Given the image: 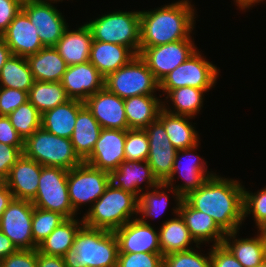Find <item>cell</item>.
Returning a JSON list of instances; mask_svg holds the SVG:
<instances>
[{
  "label": "cell",
  "mask_w": 266,
  "mask_h": 267,
  "mask_svg": "<svg viewBox=\"0 0 266 267\" xmlns=\"http://www.w3.org/2000/svg\"><path fill=\"white\" fill-rule=\"evenodd\" d=\"M219 72L220 70L207 61L197 49L160 82V91L165 95L172 89L186 86L211 90L210 88L216 85Z\"/></svg>",
  "instance_id": "9c48e42d"
},
{
  "label": "cell",
  "mask_w": 266,
  "mask_h": 267,
  "mask_svg": "<svg viewBox=\"0 0 266 267\" xmlns=\"http://www.w3.org/2000/svg\"><path fill=\"white\" fill-rule=\"evenodd\" d=\"M195 14L189 0L140 11V48L192 39L190 34L195 28Z\"/></svg>",
  "instance_id": "7a4b0ae2"
},
{
  "label": "cell",
  "mask_w": 266,
  "mask_h": 267,
  "mask_svg": "<svg viewBox=\"0 0 266 267\" xmlns=\"http://www.w3.org/2000/svg\"><path fill=\"white\" fill-rule=\"evenodd\" d=\"M263 1L264 0H234L236 6H238L241 10L253 7L255 4Z\"/></svg>",
  "instance_id": "11a10c76"
},
{
  "label": "cell",
  "mask_w": 266,
  "mask_h": 267,
  "mask_svg": "<svg viewBox=\"0 0 266 267\" xmlns=\"http://www.w3.org/2000/svg\"><path fill=\"white\" fill-rule=\"evenodd\" d=\"M144 130L149 141L147 161L157 180L164 183L171 176L177 149L172 145L164 125L158 119Z\"/></svg>",
  "instance_id": "9a60e30c"
},
{
  "label": "cell",
  "mask_w": 266,
  "mask_h": 267,
  "mask_svg": "<svg viewBox=\"0 0 266 267\" xmlns=\"http://www.w3.org/2000/svg\"><path fill=\"white\" fill-rule=\"evenodd\" d=\"M23 154L42 166L60 167L66 170L84 161L76 153L69 138L59 137L38 128L24 141Z\"/></svg>",
  "instance_id": "5b68a950"
},
{
  "label": "cell",
  "mask_w": 266,
  "mask_h": 267,
  "mask_svg": "<svg viewBox=\"0 0 266 267\" xmlns=\"http://www.w3.org/2000/svg\"><path fill=\"white\" fill-rule=\"evenodd\" d=\"M41 169L42 165L22 154L5 179L14 198L31 201L36 196Z\"/></svg>",
  "instance_id": "7402d4cb"
},
{
  "label": "cell",
  "mask_w": 266,
  "mask_h": 267,
  "mask_svg": "<svg viewBox=\"0 0 266 267\" xmlns=\"http://www.w3.org/2000/svg\"><path fill=\"white\" fill-rule=\"evenodd\" d=\"M174 208L172 209L176 217L164 221L159 230L160 249L163 256L193 249L192 246H189L193 243L196 244L197 248L200 249L201 247L191 237L189 229L179 213V206Z\"/></svg>",
  "instance_id": "484cf974"
},
{
  "label": "cell",
  "mask_w": 266,
  "mask_h": 267,
  "mask_svg": "<svg viewBox=\"0 0 266 267\" xmlns=\"http://www.w3.org/2000/svg\"><path fill=\"white\" fill-rule=\"evenodd\" d=\"M26 59L35 81L61 82L68 66L54 47H44Z\"/></svg>",
  "instance_id": "f1b7e54d"
},
{
  "label": "cell",
  "mask_w": 266,
  "mask_h": 267,
  "mask_svg": "<svg viewBox=\"0 0 266 267\" xmlns=\"http://www.w3.org/2000/svg\"><path fill=\"white\" fill-rule=\"evenodd\" d=\"M118 254L114 232L83 224L63 259L66 267H117Z\"/></svg>",
  "instance_id": "3957f363"
},
{
  "label": "cell",
  "mask_w": 266,
  "mask_h": 267,
  "mask_svg": "<svg viewBox=\"0 0 266 267\" xmlns=\"http://www.w3.org/2000/svg\"><path fill=\"white\" fill-rule=\"evenodd\" d=\"M67 218L61 213L34 207L32 218L33 241L38 246Z\"/></svg>",
  "instance_id": "f35d334b"
},
{
  "label": "cell",
  "mask_w": 266,
  "mask_h": 267,
  "mask_svg": "<svg viewBox=\"0 0 266 267\" xmlns=\"http://www.w3.org/2000/svg\"><path fill=\"white\" fill-rule=\"evenodd\" d=\"M37 28L44 47H54L68 26L64 15L52 3L40 0H23L21 9Z\"/></svg>",
  "instance_id": "5bb4252c"
},
{
  "label": "cell",
  "mask_w": 266,
  "mask_h": 267,
  "mask_svg": "<svg viewBox=\"0 0 266 267\" xmlns=\"http://www.w3.org/2000/svg\"><path fill=\"white\" fill-rule=\"evenodd\" d=\"M196 50L192 39H185L155 47L139 48V56L145 61L155 78L161 82Z\"/></svg>",
  "instance_id": "4fadbf2b"
},
{
  "label": "cell",
  "mask_w": 266,
  "mask_h": 267,
  "mask_svg": "<svg viewBox=\"0 0 266 267\" xmlns=\"http://www.w3.org/2000/svg\"><path fill=\"white\" fill-rule=\"evenodd\" d=\"M0 142L17 148H24V141L10 123L8 116H0Z\"/></svg>",
  "instance_id": "681fc988"
},
{
  "label": "cell",
  "mask_w": 266,
  "mask_h": 267,
  "mask_svg": "<svg viewBox=\"0 0 266 267\" xmlns=\"http://www.w3.org/2000/svg\"><path fill=\"white\" fill-rule=\"evenodd\" d=\"M34 206L30 200L13 198L0 218V230L20 250L37 249L33 241Z\"/></svg>",
  "instance_id": "7c38bea8"
},
{
  "label": "cell",
  "mask_w": 266,
  "mask_h": 267,
  "mask_svg": "<svg viewBox=\"0 0 266 267\" xmlns=\"http://www.w3.org/2000/svg\"><path fill=\"white\" fill-rule=\"evenodd\" d=\"M13 194L11 191L8 189L7 186H5L1 191H0V218L3 215V212L5 209L8 207L9 203L13 199Z\"/></svg>",
  "instance_id": "f5cc1de1"
},
{
  "label": "cell",
  "mask_w": 266,
  "mask_h": 267,
  "mask_svg": "<svg viewBox=\"0 0 266 267\" xmlns=\"http://www.w3.org/2000/svg\"><path fill=\"white\" fill-rule=\"evenodd\" d=\"M119 253H161L159 231L151 223L134 218L114 231Z\"/></svg>",
  "instance_id": "2e32d148"
},
{
  "label": "cell",
  "mask_w": 266,
  "mask_h": 267,
  "mask_svg": "<svg viewBox=\"0 0 266 267\" xmlns=\"http://www.w3.org/2000/svg\"><path fill=\"white\" fill-rule=\"evenodd\" d=\"M92 112L84 105L78 112L71 142L78 156L84 161L92 152L101 130Z\"/></svg>",
  "instance_id": "4dcf8cb0"
},
{
  "label": "cell",
  "mask_w": 266,
  "mask_h": 267,
  "mask_svg": "<svg viewBox=\"0 0 266 267\" xmlns=\"http://www.w3.org/2000/svg\"><path fill=\"white\" fill-rule=\"evenodd\" d=\"M104 80L100 72L88 61L67 66L61 84L70 99L85 102L104 87Z\"/></svg>",
  "instance_id": "d6986e66"
},
{
  "label": "cell",
  "mask_w": 266,
  "mask_h": 267,
  "mask_svg": "<svg viewBox=\"0 0 266 267\" xmlns=\"http://www.w3.org/2000/svg\"><path fill=\"white\" fill-rule=\"evenodd\" d=\"M243 194L244 186L240 182L215 173L184 199L194 209L212 217L228 233L238 231L244 221Z\"/></svg>",
  "instance_id": "6da1fadb"
},
{
  "label": "cell",
  "mask_w": 266,
  "mask_h": 267,
  "mask_svg": "<svg viewBox=\"0 0 266 267\" xmlns=\"http://www.w3.org/2000/svg\"><path fill=\"white\" fill-rule=\"evenodd\" d=\"M1 267H37V249H18L1 260Z\"/></svg>",
  "instance_id": "f6af8a7d"
},
{
  "label": "cell",
  "mask_w": 266,
  "mask_h": 267,
  "mask_svg": "<svg viewBox=\"0 0 266 267\" xmlns=\"http://www.w3.org/2000/svg\"><path fill=\"white\" fill-rule=\"evenodd\" d=\"M238 232L226 233L222 244L243 267H262L266 263V249L260 236L237 239Z\"/></svg>",
  "instance_id": "83f0119b"
},
{
  "label": "cell",
  "mask_w": 266,
  "mask_h": 267,
  "mask_svg": "<svg viewBox=\"0 0 266 267\" xmlns=\"http://www.w3.org/2000/svg\"><path fill=\"white\" fill-rule=\"evenodd\" d=\"M28 101V92L0 87V116H8Z\"/></svg>",
  "instance_id": "ee69618b"
},
{
  "label": "cell",
  "mask_w": 266,
  "mask_h": 267,
  "mask_svg": "<svg viewBox=\"0 0 266 267\" xmlns=\"http://www.w3.org/2000/svg\"><path fill=\"white\" fill-rule=\"evenodd\" d=\"M37 267H66V265L63 257L44 255L37 249Z\"/></svg>",
  "instance_id": "f907efd6"
},
{
  "label": "cell",
  "mask_w": 266,
  "mask_h": 267,
  "mask_svg": "<svg viewBox=\"0 0 266 267\" xmlns=\"http://www.w3.org/2000/svg\"><path fill=\"white\" fill-rule=\"evenodd\" d=\"M125 141L126 130L102 129L91 154L84 162L110 173L125 160Z\"/></svg>",
  "instance_id": "e0dca14e"
},
{
  "label": "cell",
  "mask_w": 266,
  "mask_h": 267,
  "mask_svg": "<svg viewBox=\"0 0 266 267\" xmlns=\"http://www.w3.org/2000/svg\"><path fill=\"white\" fill-rule=\"evenodd\" d=\"M8 118L23 141L41 127V114L29 101L11 112Z\"/></svg>",
  "instance_id": "74e56055"
},
{
  "label": "cell",
  "mask_w": 266,
  "mask_h": 267,
  "mask_svg": "<svg viewBox=\"0 0 266 267\" xmlns=\"http://www.w3.org/2000/svg\"><path fill=\"white\" fill-rule=\"evenodd\" d=\"M179 213L183 217L191 237L199 245L213 242L221 245L226 233L217 225L212 217L194 209L184 198L179 206Z\"/></svg>",
  "instance_id": "603a6c76"
},
{
  "label": "cell",
  "mask_w": 266,
  "mask_h": 267,
  "mask_svg": "<svg viewBox=\"0 0 266 267\" xmlns=\"http://www.w3.org/2000/svg\"><path fill=\"white\" fill-rule=\"evenodd\" d=\"M207 91L209 90L191 86L172 89L167 93L165 100L170 98L174 110L165 104L168 101L163 102V109L171 114L195 117L203 107L204 93Z\"/></svg>",
  "instance_id": "836d02e7"
},
{
  "label": "cell",
  "mask_w": 266,
  "mask_h": 267,
  "mask_svg": "<svg viewBox=\"0 0 266 267\" xmlns=\"http://www.w3.org/2000/svg\"><path fill=\"white\" fill-rule=\"evenodd\" d=\"M117 267H163L161 253H119Z\"/></svg>",
  "instance_id": "7bdbcfd3"
},
{
  "label": "cell",
  "mask_w": 266,
  "mask_h": 267,
  "mask_svg": "<svg viewBox=\"0 0 266 267\" xmlns=\"http://www.w3.org/2000/svg\"><path fill=\"white\" fill-rule=\"evenodd\" d=\"M69 29L68 27L65 29L54 48L68 66L88 62L93 42L90 29L85 23L76 30Z\"/></svg>",
  "instance_id": "cb8c5ba5"
},
{
  "label": "cell",
  "mask_w": 266,
  "mask_h": 267,
  "mask_svg": "<svg viewBox=\"0 0 266 267\" xmlns=\"http://www.w3.org/2000/svg\"><path fill=\"white\" fill-rule=\"evenodd\" d=\"M68 170L42 166L34 207L61 213L66 218L76 217L68 194Z\"/></svg>",
  "instance_id": "ba28073f"
},
{
  "label": "cell",
  "mask_w": 266,
  "mask_h": 267,
  "mask_svg": "<svg viewBox=\"0 0 266 267\" xmlns=\"http://www.w3.org/2000/svg\"><path fill=\"white\" fill-rule=\"evenodd\" d=\"M68 194L73 210L76 214L83 204L92 205L104 193L110 184L109 172L100 170L83 162L68 170Z\"/></svg>",
  "instance_id": "8fae6325"
},
{
  "label": "cell",
  "mask_w": 266,
  "mask_h": 267,
  "mask_svg": "<svg viewBox=\"0 0 266 267\" xmlns=\"http://www.w3.org/2000/svg\"><path fill=\"white\" fill-rule=\"evenodd\" d=\"M125 160L147 161L149 155L148 135L144 129L126 130Z\"/></svg>",
  "instance_id": "ab89813d"
},
{
  "label": "cell",
  "mask_w": 266,
  "mask_h": 267,
  "mask_svg": "<svg viewBox=\"0 0 266 267\" xmlns=\"http://www.w3.org/2000/svg\"><path fill=\"white\" fill-rule=\"evenodd\" d=\"M6 186L5 179L0 178V191Z\"/></svg>",
  "instance_id": "6f0895ef"
},
{
  "label": "cell",
  "mask_w": 266,
  "mask_h": 267,
  "mask_svg": "<svg viewBox=\"0 0 266 267\" xmlns=\"http://www.w3.org/2000/svg\"><path fill=\"white\" fill-rule=\"evenodd\" d=\"M212 246L210 248L212 267H243L223 244Z\"/></svg>",
  "instance_id": "c3c4849f"
},
{
  "label": "cell",
  "mask_w": 266,
  "mask_h": 267,
  "mask_svg": "<svg viewBox=\"0 0 266 267\" xmlns=\"http://www.w3.org/2000/svg\"><path fill=\"white\" fill-rule=\"evenodd\" d=\"M109 175L110 183L114 187L130 192L137 198L140 197L141 191H144L142 190L144 188L140 187L143 182L147 183L144 184L146 185V190H151V188L160 184L154 176L148 161L124 160L118 168L112 170Z\"/></svg>",
  "instance_id": "ffe728a7"
},
{
  "label": "cell",
  "mask_w": 266,
  "mask_h": 267,
  "mask_svg": "<svg viewBox=\"0 0 266 267\" xmlns=\"http://www.w3.org/2000/svg\"><path fill=\"white\" fill-rule=\"evenodd\" d=\"M1 37L7 43L12 55L27 57L44 48L37 28L22 10L15 16Z\"/></svg>",
  "instance_id": "44dd1931"
},
{
  "label": "cell",
  "mask_w": 266,
  "mask_h": 267,
  "mask_svg": "<svg viewBox=\"0 0 266 267\" xmlns=\"http://www.w3.org/2000/svg\"><path fill=\"white\" fill-rule=\"evenodd\" d=\"M95 41L128 47L135 55L140 48V11H114L85 23Z\"/></svg>",
  "instance_id": "8992f818"
},
{
  "label": "cell",
  "mask_w": 266,
  "mask_h": 267,
  "mask_svg": "<svg viewBox=\"0 0 266 267\" xmlns=\"http://www.w3.org/2000/svg\"><path fill=\"white\" fill-rule=\"evenodd\" d=\"M133 217H138V198L110 183L83 215V223L92 228L114 232Z\"/></svg>",
  "instance_id": "277c9868"
},
{
  "label": "cell",
  "mask_w": 266,
  "mask_h": 267,
  "mask_svg": "<svg viewBox=\"0 0 266 267\" xmlns=\"http://www.w3.org/2000/svg\"><path fill=\"white\" fill-rule=\"evenodd\" d=\"M198 146L199 143L191 148L177 150L171 176L164 182L167 190L174 194L176 198V206H180L184 197L190 192L197 190L208 177L215 174L212 173L213 171H207V163L204 162L203 158L199 155L193 153L197 150ZM182 159H185L184 161L186 164L183 163L184 161ZM176 173L180 174L178 177L180 179L182 178L184 182L181 185L174 186L175 184H173V181H175Z\"/></svg>",
  "instance_id": "30bf717a"
},
{
  "label": "cell",
  "mask_w": 266,
  "mask_h": 267,
  "mask_svg": "<svg viewBox=\"0 0 266 267\" xmlns=\"http://www.w3.org/2000/svg\"><path fill=\"white\" fill-rule=\"evenodd\" d=\"M24 148H17L0 142V177L6 179L10 169L22 156Z\"/></svg>",
  "instance_id": "bcb514c9"
},
{
  "label": "cell",
  "mask_w": 266,
  "mask_h": 267,
  "mask_svg": "<svg viewBox=\"0 0 266 267\" xmlns=\"http://www.w3.org/2000/svg\"><path fill=\"white\" fill-rule=\"evenodd\" d=\"M12 56L10 48L7 43L0 36V72L6 61Z\"/></svg>",
  "instance_id": "db71d44e"
},
{
  "label": "cell",
  "mask_w": 266,
  "mask_h": 267,
  "mask_svg": "<svg viewBox=\"0 0 266 267\" xmlns=\"http://www.w3.org/2000/svg\"><path fill=\"white\" fill-rule=\"evenodd\" d=\"M124 109L129 129H145L158 119L163 101L156 95H138L124 99Z\"/></svg>",
  "instance_id": "f546056e"
},
{
  "label": "cell",
  "mask_w": 266,
  "mask_h": 267,
  "mask_svg": "<svg viewBox=\"0 0 266 267\" xmlns=\"http://www.w3.org/2000/svg\"><path fill=\"white\" fill-rule=\"evenodd\" d=\"M195 249L173 252L163 256V267H212L210 252L208 256Z\"/></svg>",
  "instance_id": "60d3db41"
},
{
  "label": "cell",
  "mask_w": 266,
  "mask_h": 267,
  "mask_svg": "<svg viewBox=\"0 0 266 267\" xmlns=\"http://www.w3.org/2000/svg\"><path fill=\"white\" fill-rule=\"evenodd\" d=\"M161 191H160V190ZM166 184L161 182L153 187L151 191L142 192L138 198V215L142 222H147L148 218H155L160 216L168 206V195L166 191Z\"/></svg>",
  "instance_id": "8d00e7d4"
},
{
  "label": "cell",
  "mask_w": 266,
  "mask_h": 267,
  "mask_svg": "<svg viewBox=\"0 0 266 267\" xmlns=\"http://www.w3.org/2000/svg\"><path fill=\"white\" fill-rule=\"evenodd\" d=\"M35 80L26 57L12 55L0 72V87L29 92Z\"/></svg>",
  "instance_id": "e575fe53"
},
{
  "label": "cell",
  "mask_w": 266,
  "mask_h": 267,
  "mask_svg": "<svg viewBox=\"0 0 266 267\" xmlns=\"http://www.w3.org/2000/svg\"><path fill=\"white\" fill-rule=\"evenodd\" d=\"M17 250L13 242L0 230V261Z\"/></svg>",
  "instance_id": "816d5d0a"
},
{
  "label": "cell",
  "mask_w": 266,
  "mask_h": 267,
  "mask_svg": "<svg viewBox=\"0 0 266 267\" xmlns=\"http://www.w3.org/2000/svg\"><path fill=\"white\" fill-rule=\"evenodd\" d=\"M243 213L244 219L252 214L257 227L266 221V186L254 194L244 188Z\"/></svg>",
  "instance_id": "b9f144b4"
},
{
  "label": "cell",
  "mask_w": 266,
  "mask_h": 267,
  "mask_svg": "<svg viewBox=\"0 0 266 267\" xmlns=\"http://www.w3.org/2000/svg\"><path fill=\"white\" fill-rule=\"evenodd\" d=\"M67 218L57 226L50 235L38 245V251L44 255L61 256L72 248L74 238L80 227L84 224L83 218L79 221Z\"/></svg>",
  "instance_id": "d6a6232c"
},
{
  "label": "cell",
  "mask_w": 266,
  "mask_h": 267,
  "mask_svg": "<svg viewBox=\"0 0 266 267\" xmlns=\"http://www.w3.org/2000/svg\"><path fill=\"white\" fill-rule=\"evenodd\" d=\"M256 228H258L257 234L260 236V238H261V240L265 246V249H266V221Z\"/></svg>",
  "instance_id": "9f6ffc18"
},
{
  "label": "cell",
  "mask_w": 266,
  "mask_h": 267,
  "mask_svg": "<svg viewBox=\"0 0 266 267\" xmlns=\"http://www.w3.org/2000/svg\"><path fill=\"white\" fill-rule=\"evenodd\" d=\"M40 1H43V2H49V3H59L60 1H63V0H40Z\"/></svg>",
  "instance_id": "680465c9"
},
{
  "label": "cell",
  "mask_w": 266,
  "mask_h": 267,
  "mask_svg": "<svg viewBox=\"0 0 266 267\" xmlns=\"http://www.w3.org/2000/svg\"><path fill=\"white\" fill-rule=\"evenodd\" d=\"M23 0H0V36L22 9Z\"/></svg>",
  "instance_id": "7dc6e473"
},
{
  "label": "cell",
  "mask_w": 266,
  "mask_h": 267,
  "mask_svg": "<svg viewBox=\"0 0 266 267\" xmlns=\"http://www.w3.org/2000/svg\"><path fill=\"white\" fill-rule=\"evenodd\" d=\"M136 55L126 46L93 40L89 62L106 78Z\"/></svg>",
  "instance_id": "d4e9b609"
},
{
  "label": "cell",
  "mask_w": 266,
  "mask_h": 267,
  "mask_svg": "<svg viewBox=\"0 0 266 267\" xmlns=\"http://www.w3.org/2000/svg\"><path fill=\"white\" fill-rule=\"evenodd\" d=\"M192 118L171 114L164 109L159 113L158 120L164 125L169 140L177 150L191 148L200 142L198 132L190 123Z\"/></svg>",
  "instance_id": "1f68e13d"
},
{
  "label": "cell",
  "mask_w": 266,
  "mask_h": 267,
  "mask_svg": "<svg viewBox=\"0 0 266 267\" xmlns=\"http://www.w3.org/2000/svg\"><path fill=\"white\" fill-rule=\"evenodd\" d=\"M84 105L83 101L69 99L43 113L41 127L51 134L70 139L74 132L77 114Z\"/></svg>",
  "instance_id": "4316f807"
},
{
  "label": "cell",
  "mask_w": 266,
  "mask_h": 267,
  "mask_svg": "<svg viewBox=\"0 0 266 267\" xmlns=\"http://www.w3.org/2000/svg\"><path fill=\"white\" fill-rule=\"evenodd\" d=\"M69 99L61 82L35 81L28 92V101L41 115Z\"/></svg>",
  "instance_id": "d590c367"
},
{
  "label": "cell",
  "mask_w": 266,
  "mask_h": 267,
  "mask_svg": "<svg viewBox=\"0 0 266 267\" xmlns=\"http://www.w3.org/2000/svg\"><path fill=\"white\" fill-rule=\"evenodd\" d=\"M93 117L103 129L128 130L124 99L103 87L85 102Z\"/></svg>",
  "instance_id": "ac0fdd59"
},
{
  "label": "cell",
  "mask_w": 266,
  "mask_h": 267,
  "mask_svg": "<svg viewBox=\"0 0 266 267\" xmlns=\"http://www.w3.org/2000/svg\"><path fill=\"white\" fill-rule=\"evenodd\" d=\"M104 87L121 99H126L138 95H155L154 92L160 91V82L145 61L136 55L126 65L109 74L104 80Z\"/></svg>",
  "instance_id": "52a82bcc"
}]
</instances>
